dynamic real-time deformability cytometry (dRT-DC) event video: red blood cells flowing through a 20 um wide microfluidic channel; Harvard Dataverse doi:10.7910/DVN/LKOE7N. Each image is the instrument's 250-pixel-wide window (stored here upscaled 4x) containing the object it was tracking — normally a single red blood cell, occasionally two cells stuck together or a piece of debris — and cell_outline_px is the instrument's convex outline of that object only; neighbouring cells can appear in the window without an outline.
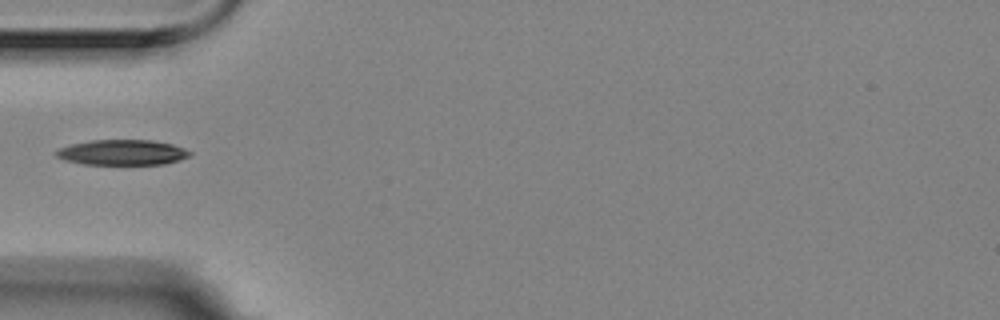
{"species": "Egyptian fruit bat (a non-hibernating species)", "species_latin": "Rousettus aegyptiacus", "temperature_condition": "room temperature", "stored_images_in_passage": 1, "camera_frame_rate_fps": 3000, "um_per_image_px": 0.085, "animal": {"sex": "female"}, "frame": {"image": 1, "passage_image": 1, "time_ms": 0.0, "image_size_px": [1000, 320], "cell_outline_px": [[192, 152], [188, 156], [180, 160], [164, 164], [84, 164], [64, 160], [56, 156], [52, 152], [60, 148], [72, 144], [92, 140], [152, 140], [172, 144], [184, 148]], "centroid_in_image_um": [10.38, 12.95], "position_along_channel_um": 74.6, "area_um2": 19.71}}